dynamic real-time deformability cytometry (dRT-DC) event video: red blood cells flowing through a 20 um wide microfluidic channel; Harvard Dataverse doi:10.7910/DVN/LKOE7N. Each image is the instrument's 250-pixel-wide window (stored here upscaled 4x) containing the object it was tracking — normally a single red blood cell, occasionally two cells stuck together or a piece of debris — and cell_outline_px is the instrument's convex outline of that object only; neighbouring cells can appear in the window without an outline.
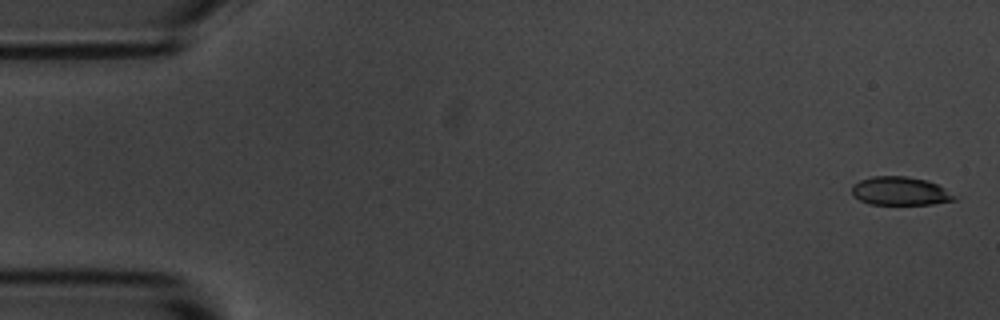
{"species": "common noctule bat (a hibernating species)", "species_latin": "Nyctalus noctula", "temperature_condition": "room temperature", "stored_images_in_passage": 4, "camera_frame_rate_fps": 3000, "um_per_image_px": 0.085, "animal": {"sex": "male", "body_mass_g": 20.1, "forearm_length_mm": 53.5}, "frame": {"image": 1, "passage_image": 1, "time_ms": 0.0, "image_size_px": [1000, 320], "cell_outline_px": [[956, 200], [932, 204], [868, 204], [852, 196], [852, 184], [860, 180], [872, 176], [904, 176], [928, 180], [944, 188], [956, 196]], "centroid_in_image_um": [76.49, 16.24], "position_along_channel_um": 8.5, "area_um2": 17.05}}
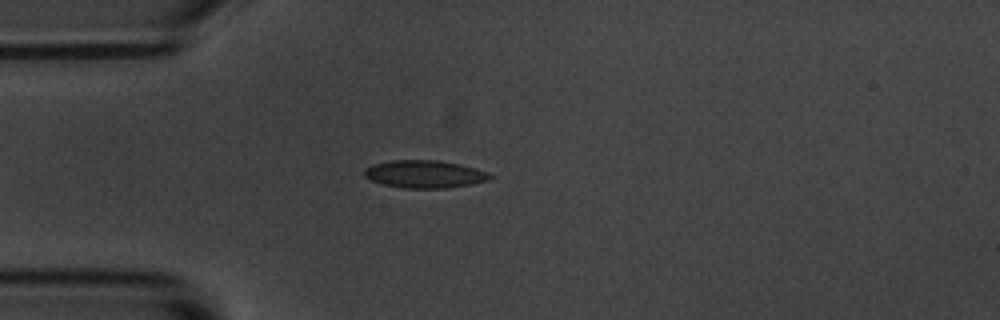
{"frame": {"image": 2, "passage_image": 4, "time_ms": 4.333, "image_size_px": [1000, 320], "cell_outline_px": [[496, 176], [488, 180], [472, 184], [448, 188], [404, 188], [380, 184], [364, 176], [364, 168], [372, 164], [392, 160], [436, 160], [460, 164], [476, 168], [488, 172]], "centroid_in_image_um": [36.1, 14.8], "position_along_channel_um": 48.9, "area_um2": 20.46}}